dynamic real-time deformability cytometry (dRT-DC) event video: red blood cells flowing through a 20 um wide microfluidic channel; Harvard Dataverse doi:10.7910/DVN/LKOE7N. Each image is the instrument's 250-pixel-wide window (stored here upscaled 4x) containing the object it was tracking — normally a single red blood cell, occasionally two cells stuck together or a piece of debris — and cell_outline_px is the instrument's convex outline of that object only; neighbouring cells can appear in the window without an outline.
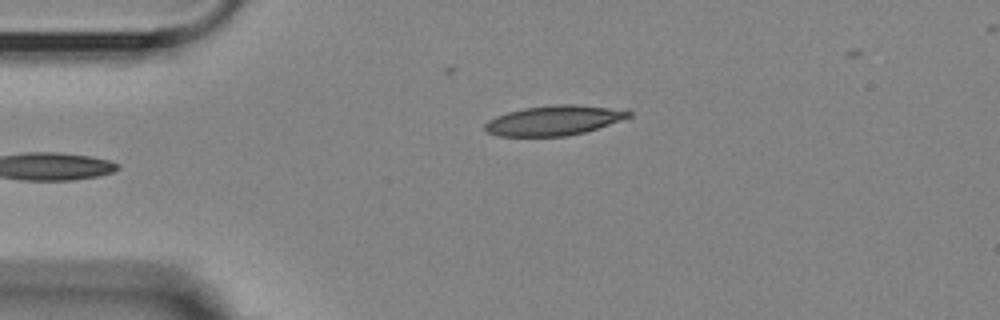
{"species": "Egyptian fruit bat (a non-hibernating species)", "species_latin": "Rousettus aegyptiacus", "temperature_condition": "room temperature", "stored_images_in_passage": 3, "camera_frame_rate_fps": 3000, "um_per_image_px": 0.085, "animal": {"sex": "female"}, "frame": {"image": 1, "passage_image": 3, "time_ms": 3.333, "image_size_px": [1000, 320], "cell_outline_px": [[632, 116], [584, 132], [568, 136], [500, 136], [488, 132], [484, 128], [484, 124], [488, 120], [496, 116], [508, 112], [524, 108], [552, 104], [576, 104], [628, 108], [632, 112]], "centroid_in_image_um": [47.15, 10.21], "position_along_channel_um": 37.9, "area_um2": 25.26}}